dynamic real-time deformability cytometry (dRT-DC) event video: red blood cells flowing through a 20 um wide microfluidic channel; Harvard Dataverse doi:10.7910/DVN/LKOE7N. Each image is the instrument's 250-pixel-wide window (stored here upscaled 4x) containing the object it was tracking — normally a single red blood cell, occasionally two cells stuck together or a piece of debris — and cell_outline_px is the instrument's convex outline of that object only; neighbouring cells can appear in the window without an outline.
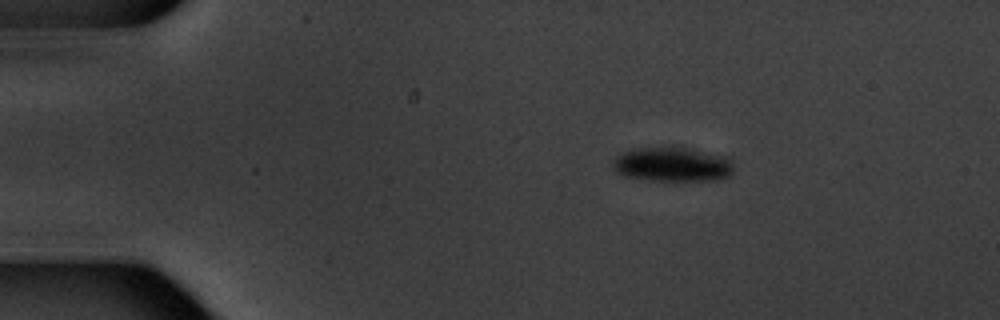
{"species": "common noctule bat (a hibernating species)", "species_latin": "Nyctalus noctula", "temperature_condition": "warm", "stored_images_in_passage": 3, "camera_frame_rate_fps": 3000, "um_per_image_px": 0.085, "animal": {"sex": "male", "body_mass_g": 20.1, "forearm_length_mm": 53.5}, "frame": {"image": 1, "passage_image": 1, "time_ms": 0.0, "image_size_px": [1000, 320], "cell_outline_px": [[732, 172], [728, 176], [712, 180], [652, 180], [624, 176], [616, 172], [612, 168], [612, 160], [616, 156], [632, 148], [672, 144], [732, 156]], "centroid_in_image_um": [57.15, 13.91], "position_along_channel_um": 27.8, "area_um2": 25.26}}